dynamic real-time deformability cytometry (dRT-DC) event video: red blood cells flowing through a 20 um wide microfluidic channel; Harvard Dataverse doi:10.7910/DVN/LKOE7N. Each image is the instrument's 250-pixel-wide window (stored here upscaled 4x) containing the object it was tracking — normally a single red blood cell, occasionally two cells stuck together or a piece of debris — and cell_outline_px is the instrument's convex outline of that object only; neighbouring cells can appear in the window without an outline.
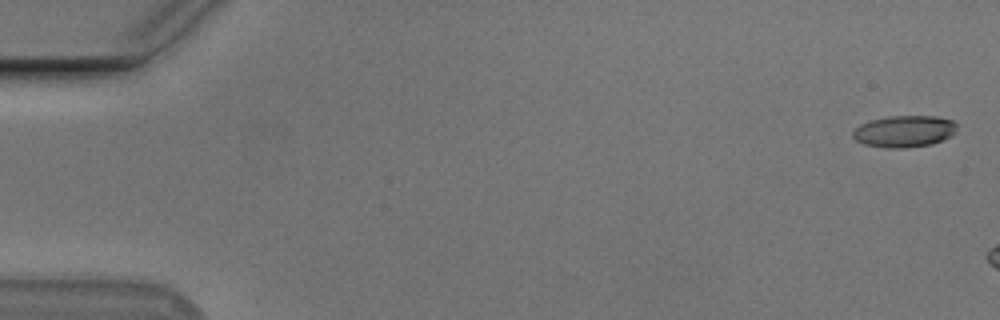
{"species": "Egyptian fruit bat (a non-hibernating species)", "species_latin": "Rousettus aegyptiacus", "temperature_condition": "cold", "stored_images_in_passage": 13, "camera_frame_rate_fps": 3000, "um_per_image_px": 0.085, "animal": {"sex": "male"}, "frame": {"image": 1, "passage_image": 2, "time_ms": 0.333, "image_size_px": [1000, 320], "cell_outline_px": [[956, 124], [952, 136], [932, 144], [908, 148], [884, 148], [864, 144], [856, 140], [852, 136], [852, 132], [860, 124], [872, 120], [888, 116], [936, 116], [952, 120]], "centroid_in_image_um": [76.85, 11.17], "position_along_channel_um": 8.2, "area_um2": 19.25}}